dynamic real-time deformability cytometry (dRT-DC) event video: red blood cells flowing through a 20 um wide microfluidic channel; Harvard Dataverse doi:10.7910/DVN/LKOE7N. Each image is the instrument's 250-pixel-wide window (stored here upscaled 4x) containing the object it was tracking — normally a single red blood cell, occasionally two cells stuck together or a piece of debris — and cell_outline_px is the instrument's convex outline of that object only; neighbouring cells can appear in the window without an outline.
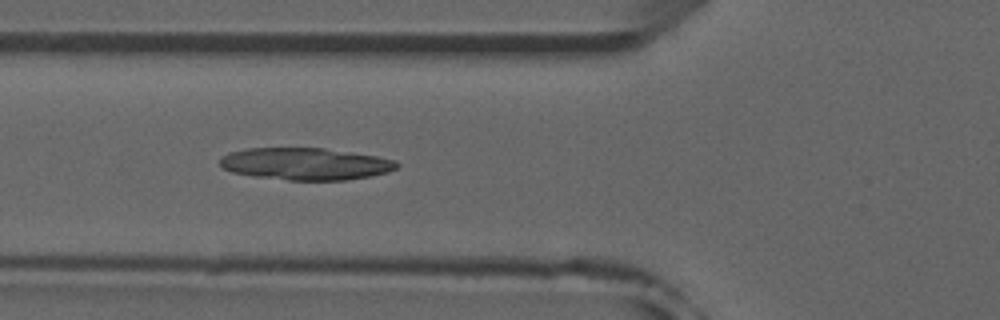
{"species": "common noctule bat (a hibernating species)", "species_latin": "Nyctalus noctula", "temperature_condition": "room temperature", "stored_images_in_passage": 41, "camera_frame_rate_fps": 3000, "um_per_image_px": 0.085, "animal": {"sex": "male", "forearm_length_mm": 52.5}, "frame": {"image": 1, "passage_image": 8, "time_ms": 2.333, "image_size_px": [1000, 320], "cell_outline_px": [[400, 164], [396, 168], [388, 172], [372, 176], [348, 180], [288, 180], [252, 176], [232, 172], [224, 168], [220, 164], [220, 160], [228, 152], [248, 148], [324, 148], [376, 156], [396, 160]], "centroid_in_image_um": [25.99, 13.93], "position_along_channel_um": 99.8, "area_um2": 33.12}}
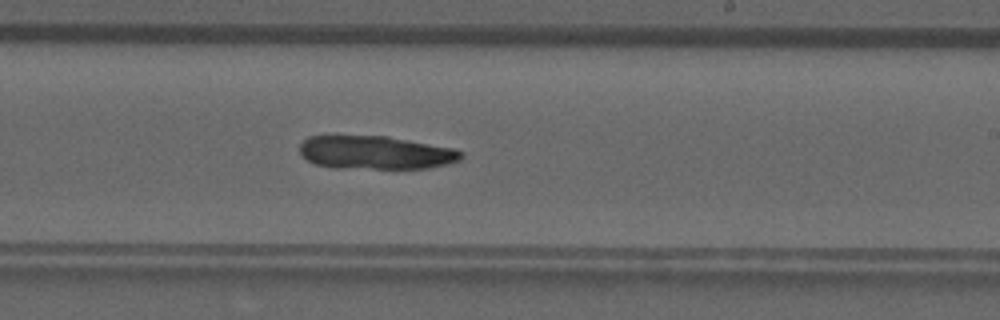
{"frame": {"image": 2, "passage_image": 20, "time_ms": 6.333, "image_size_px": [1000, 320], "cell_outline_px": [[464, 156], [460, 160], [428, 168], [336, 168], [312, 164], [300, 156], [300, 144], [308, 136], [388, 136], [456, 148], [464, 152]], "centroid_in_image_um": [31.92, 12.97], "position_along_channel_um": 257.1, "area_um2": 31.67}}
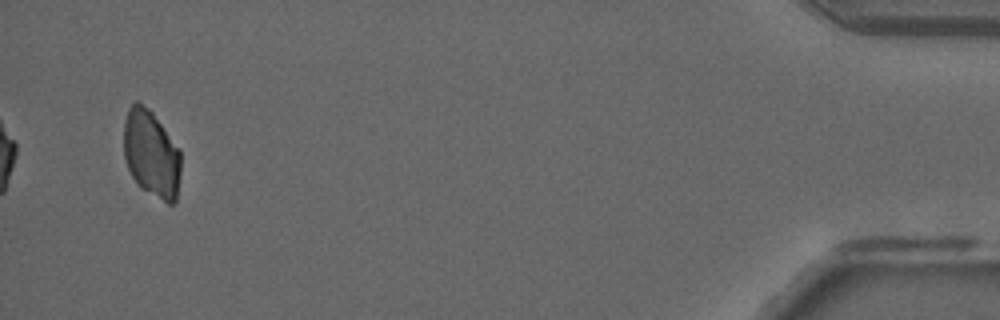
{"frame": {"image": 3, "passage_image": 39, "time_ms": 12.667, "image_size_px": [1000, 320], "cell_outline_px": [[180, 172], [176, 200], [172, 204], [168, 204], [140, 188], [136, 184], [128, 168], [124, 156], [124, 120], [128, 108], [136, 100], [148, 108], [152, 112], [180, 148]], "centroid_in_image_um": [12.86, 13.07], "position_along_channel_um": 422.3, "area_um2": 29.19}}